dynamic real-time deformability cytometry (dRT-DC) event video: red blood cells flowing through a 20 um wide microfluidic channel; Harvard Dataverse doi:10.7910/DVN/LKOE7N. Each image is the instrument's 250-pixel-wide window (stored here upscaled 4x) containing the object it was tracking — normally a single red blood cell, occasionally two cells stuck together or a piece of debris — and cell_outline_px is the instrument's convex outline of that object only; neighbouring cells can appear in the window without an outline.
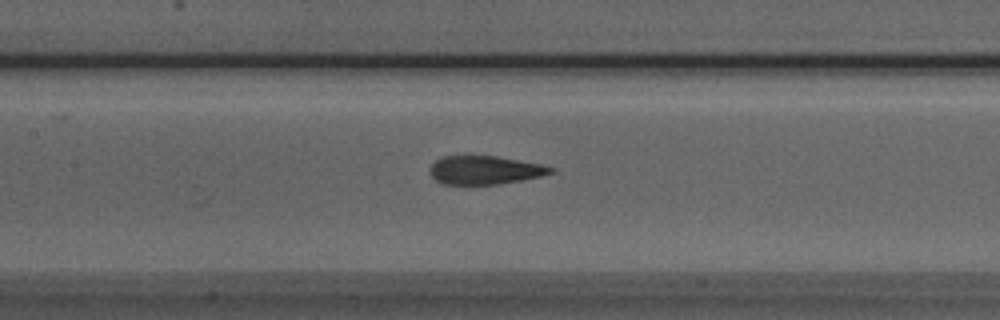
{"species": "Egyptian fruit bat (a non-hibernating species)", "species_latin": "Rousettus aegyptiacus", "temperature_condition": "room temperature", "stored_images_in_passage": 37, "camera_frame_rate_fps": 3000, "um_per_image_px": 0.085, "animal": {"sex": "male"}, "frame": {"image": 1, "passage_image": 9, "time_ms": 2.667, "image_size_px": [1000, 320], "cell_outline_px": [[556, 172], [540, 176], [520, 180], [496, 184], [444, 184], [436, 180], [428, 172], [432, 164], [440, 156], [464, 152], [496, 156], [540, 164], [556, 168]], "centroid_in_image_um": [41.14, 14.4], "position_along_channel_um": 166.3, "area_um2": 20.75}}
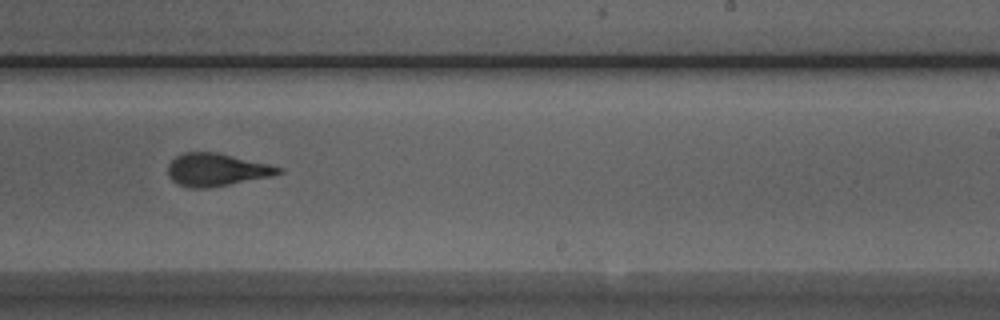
{"frame": {"image": 2, "passage_image": 17, "time_ms": 5.333, "image_size_px": [1000, 320], "cell_outline_px": [[284, 172], [272, 176], [208, 188], [188, 188], [176, 184], [168, 176], [168, 164], [176, 156], [184, 152], [216, 152], [268, 164], [284, 168]], "centroid_in_image_um": [18.38, 14.43], "position_along_channel_um": 270.6, "area_um2": 21.1}}
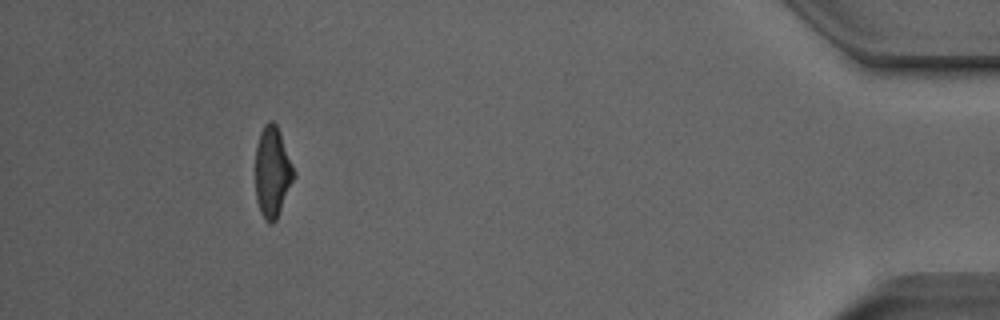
{"frame": {"image": 3, "passage_image": 33, "time_ms": 10.667, "image_size_px": [1000, 320], "cell_outline_px": [[296, 176], [276, 220], [272, 224], [268, 224], [264, 220], [260, 212], [256, 200], [256, 144], [260, 132], [264, 124], [268, 120], [272, 120], [276, 124], [280, 132], [296, 172]], "centroid_in_image_um": [23.16, 14.63], "position_along_channel_um": 412.0, "area_um2": 20.63}, "authors_computed_cell_mechanics": {"area_um2": 21.0392, "velocity_mm_per_s": 3.9286, "shape_relaxation_time_tau1_ms": 2.7828, "shape_relaxation_time_tau2_ms": 1.5718, "deformation_change_tau1": 0.1725, "deformation_change_tau2": 0.0905}}